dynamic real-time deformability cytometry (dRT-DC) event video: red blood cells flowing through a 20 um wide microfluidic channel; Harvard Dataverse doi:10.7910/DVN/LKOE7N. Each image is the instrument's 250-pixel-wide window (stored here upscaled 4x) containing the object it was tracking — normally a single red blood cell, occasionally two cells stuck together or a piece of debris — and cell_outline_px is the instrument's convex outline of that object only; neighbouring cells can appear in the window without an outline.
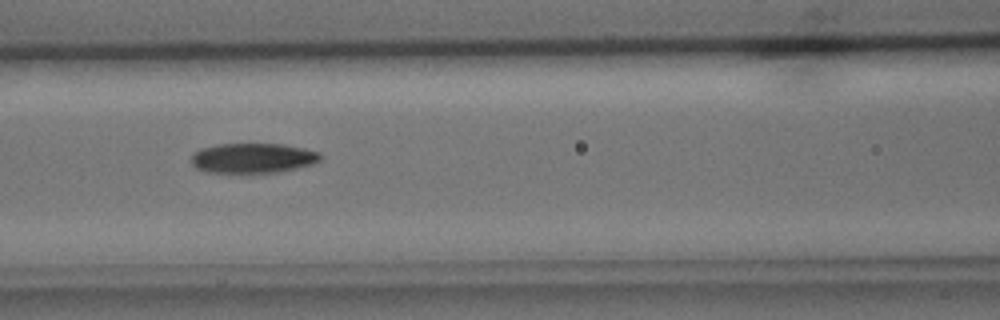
{"species": "common noctule bat (a hibernating species)", "species_latin": "Nyctalus noctula", "temperature_condition": "cold", "stored_images_in_passage": 5, "camera_frame_rate_fps": 3000, "um_per_image_px": 0.085, "animal": {"sex": "male", "body_mass_g": 15.6}, "frame": {"image": 1, "passage_image": 3, "time_ms": 3.333, "image_size_px": [1000, 320], "cell_outline_px": [[324, 156], [320, 160], [312, 164], [280, 172], [208, 172], [196, 168], [192, 164], [192, 156], [196, 152], [204, 148], [216, 144], [284, 144], [304, 148], [320, 152]], "centroid_in_image_um": [21.55, 13.43], "position_along_channel_um": 145.0, "area_um2": 22.37}}
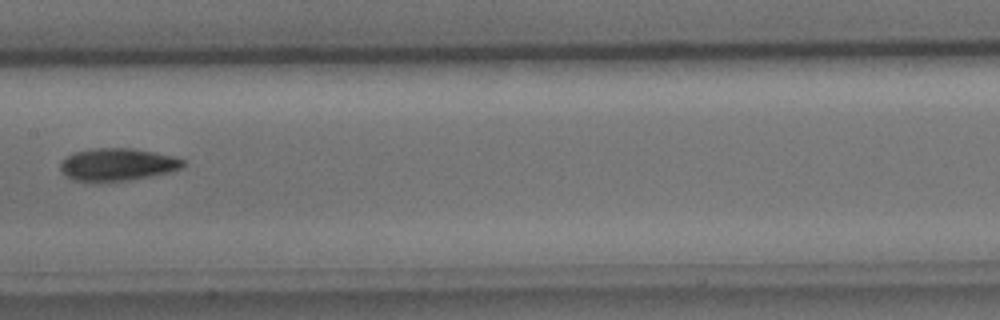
{"frame": {"image": 2, "passage_image": 4, "time_ms": 4.667, "image_size_px": [1000, 320], "cell_outline_px": [[184, 164], [180, 168], [172, 172], [128, 180], [96, 184], [72, 180], [64, 176], [60, 172], [60, 160], [76, 152], [96, 148], [132, 148], [156, 152], [176, 156], [184, 160]], "centroid_in_image_um": [9.94, 14.01], "position_along_channel_um": 197.5, "area_um2": 23.93}}
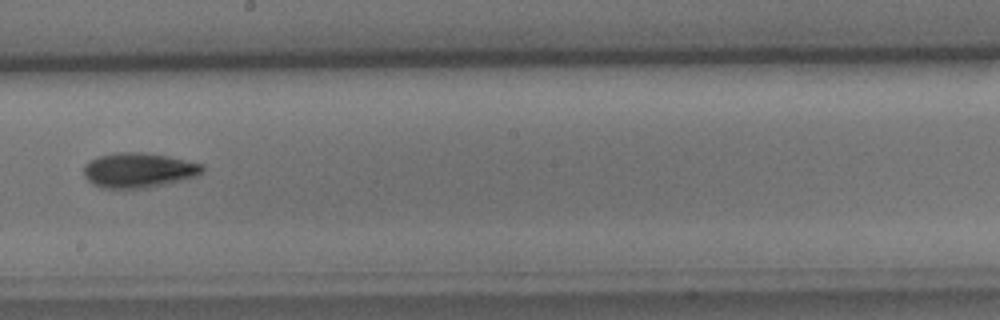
{"frame": {"image": 3, "passage_image": 5, "time_ms": 5.667, "image_size_px": [1000, 320], "cell_outline_px": [[204, 172], [196, 176], [168, 184], [148, 188], [104, 188], [92, 184], [84, 176], [84, 164], [88, 160], [96, 156], [116, 152], [144, 152], [168, 156], [204, 164]], "centroid_in_image_um": [11.78, 14.46], "position_along_channel_um": 236.4, "area_um2": 24.51}}